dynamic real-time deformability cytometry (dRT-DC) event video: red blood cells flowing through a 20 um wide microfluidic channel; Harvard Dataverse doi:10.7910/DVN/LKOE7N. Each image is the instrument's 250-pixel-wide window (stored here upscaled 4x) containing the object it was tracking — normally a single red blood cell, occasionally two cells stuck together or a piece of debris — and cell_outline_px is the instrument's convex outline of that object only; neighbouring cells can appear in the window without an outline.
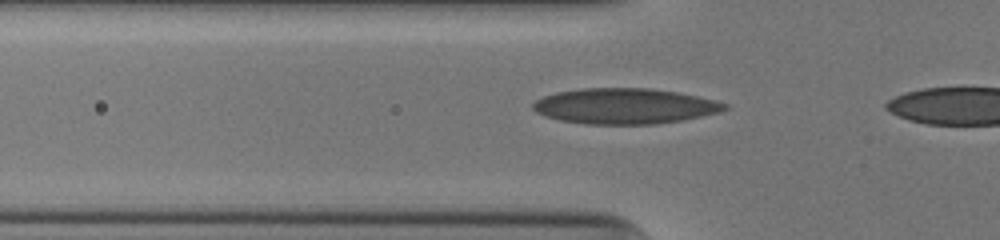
{"species": "human", "species_latin": "Homo sapiens", "temperature_condition": "cold", "stored_images_in_passage": 7, "camera_frame_rate_fps": 3000, "um_per_image_px": 0.085, "donor": {"sex": "male"}, "frame": {"image": 1, "passage_image": 4, "time_ms": 1.0, "image_size_px": [1000, 240], "cell_outline_px": [[728, 108], [716, 112], [700, 116], [680, 120], [656, 124], [584, 124], [560, 120], [544, 116], [536, 112], [532, 108], [532, 104], [536, 100], [544, 96], [556, 92], [580, 88], [648, 88], [676, 92], [696, 96], [728, 104]], "centroid_in_image_um": [53.02, 9.02], "position_along_channel_um": 72.8, "area_um2": 39.48}}